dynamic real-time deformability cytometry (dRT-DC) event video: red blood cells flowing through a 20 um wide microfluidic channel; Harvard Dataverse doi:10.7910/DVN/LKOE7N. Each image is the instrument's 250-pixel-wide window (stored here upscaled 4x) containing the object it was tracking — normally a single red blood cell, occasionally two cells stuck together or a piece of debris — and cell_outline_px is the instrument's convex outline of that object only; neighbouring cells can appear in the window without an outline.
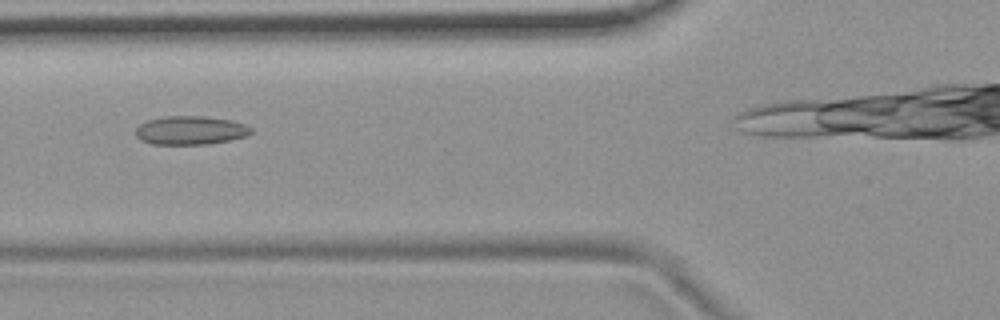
{"species": "common noctule bat (a hibernating species)", "species_latin": "Nyctalus noctula", "temperature_condition": "room temperature", "stored_images_in_passage": 5, "camera_frame_rate_fps": 3000, "um_per_image_px": 0.085, "animal": {"sex": "female", "body_mass_g": 19.9}, "frame": {"image": 1, "passage_image": 3, "time_ms": 0.667, "image_size_px": [1000, 320], "cell_outline_px": [[252, 132], [248, 136], [208, 144], [152, 144], [140, 140], [136, 136], [136, 128], [140, 124], [148, 120], [164, 116], [204, 116], [232, 120], [244, 124], [252, 128]], "centroid_in_image_um": [16.19, 11.07], "position_along_channel_um": 109.6, "area_um2": 19.31}}